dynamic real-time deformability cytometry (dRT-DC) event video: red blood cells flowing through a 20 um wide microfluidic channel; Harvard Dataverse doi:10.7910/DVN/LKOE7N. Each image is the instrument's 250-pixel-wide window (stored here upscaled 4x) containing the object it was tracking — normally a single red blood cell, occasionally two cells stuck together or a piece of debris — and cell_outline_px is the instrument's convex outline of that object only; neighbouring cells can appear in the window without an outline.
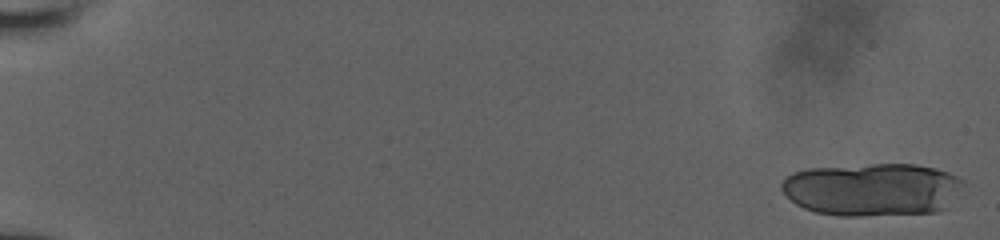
{"species": "human", "species_latin": "Homo sapiens", "temperature_condition": "room temperature", "stored_images_in_passage": 27, "segment_of_instrument_passage": [1, 2], "camera_frame_rate_fps": 3000, "um_per_image_px": 0.085, "donor": {"sex": "male"}, "frame": {"image": 1, "passage_image": 1, "time_ms": 0.0, "image_size_px": [1000, 240], "cell_outline_px": [[964, 184], [944, 208], [940, 212], [860, 216], [840, 216], [816, 212], [804, 208], [796, 204], [780, 188], [780, 184], [792, 172], [808, 168], [872, 164], [916, 164], [936, 168], [948, 172], [964, 180]], "centroid_in_image_um": [74.13, 16.1], "position_along_channel_um": 10.9, "area_um2": 56.12}}